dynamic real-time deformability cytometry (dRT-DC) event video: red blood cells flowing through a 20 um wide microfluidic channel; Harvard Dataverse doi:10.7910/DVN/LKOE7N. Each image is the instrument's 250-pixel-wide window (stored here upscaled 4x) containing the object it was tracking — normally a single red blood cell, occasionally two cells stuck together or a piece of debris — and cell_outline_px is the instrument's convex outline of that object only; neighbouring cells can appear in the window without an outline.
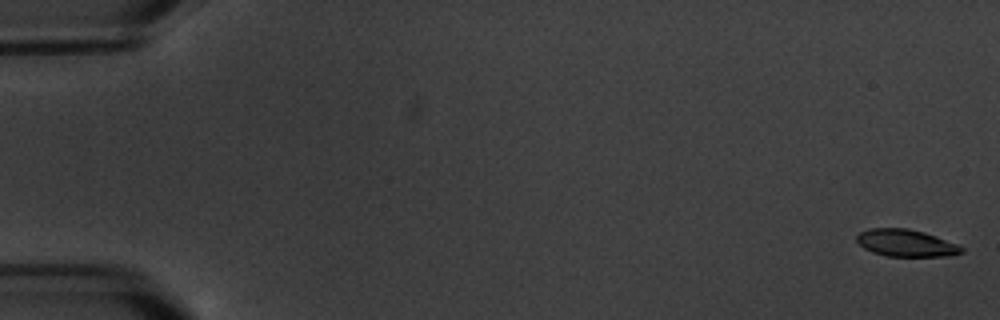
{"species": "common noctule bat (a hibernating species)", "species_latin": "Nyctalus noctula", "temperature_condition": "warm", "stored_images_in_passage": 6, "camera_frame_rate_fps": 3000, "um_per_image_px": 0.085, "animal": {"sex": "male", "body_mass_g": 20.1, "forearm_length_mm": 53.5}, "frame": {"image": 1, "passage_image": 1, "time_ms": 0.0, "image_size_px": [1000, 320], "cell_outline_px": [[964, 252], [952, 256], [888, 256], [872, 252], [864, 248], [856, 240], [856, 236], [860, 232], [872, 228], [908, 228], [924, 232], [936, 236], [956, 244], [964, 248]], "centroid_in_image_um": [77.02, 20.66], "position_along_channel_um": 8.0, "area_um2": 16.53}}
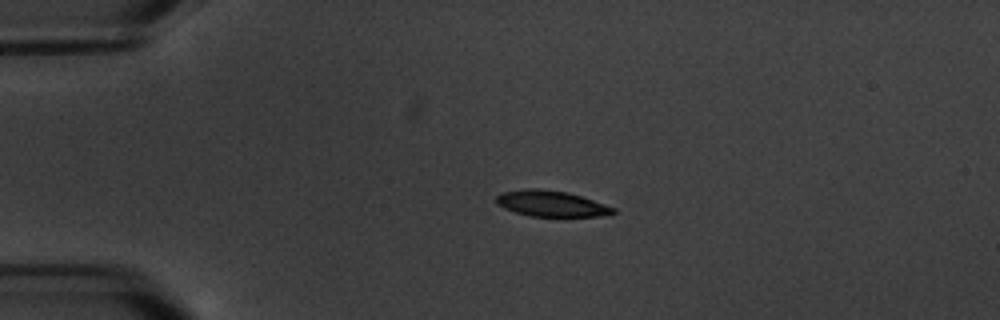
{"frame": {"image": 2, "passage_image": 5, "time_ms": 4.333, "image_size_px": [1000, 320], "cell_outline_px": [[616, 212], [600, 216], [532, 216], [516, 212], [504, 208], [496, 204], [496, 196], [500, 192], [532, 188], [536, 188], [568, 192], [616, 208]], "centroid_in_image_um": [46.82, 17.3], "position_along_channel_um": 38.2, "area_um2": 17.46}}